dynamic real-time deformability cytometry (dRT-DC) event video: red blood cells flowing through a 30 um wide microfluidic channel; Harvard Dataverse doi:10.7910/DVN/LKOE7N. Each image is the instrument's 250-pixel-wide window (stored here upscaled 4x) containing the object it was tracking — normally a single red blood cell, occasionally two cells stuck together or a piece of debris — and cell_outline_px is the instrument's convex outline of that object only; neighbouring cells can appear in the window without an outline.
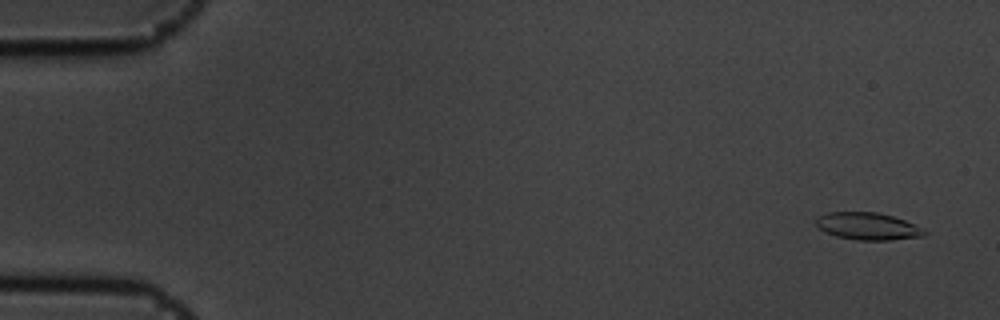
{"species": "common noctule bat (a hibernating species)", "species_latin": "Nyctalus noctula", "temperature_condition": "cold", "stored_images_in_passage": 11, "camera_frame_rate_fps": 3000, "um_per_image_px": 0.085, "animal": {"sex": "male", "body_mass_g": 19.5, "forearm_length_mm": 54.6}, "frame": {"image": 1, "passage_image": 1, "time_ms": 0.0, "image_size_px": [1000, 320], "cell_outline_px": [[928, 232], [924, 236], [888, 240], [860, 240], [836, 236], [824, 232], [816, 224], [816, 220], [820, 216], [828, 212], [876, 212], [892, 216], [904, 220], [924, 228]], "centroid_in_image_um": [73.79, 19.23], "position_along_channel_um": 11.2, "area_um2": 17.11}}
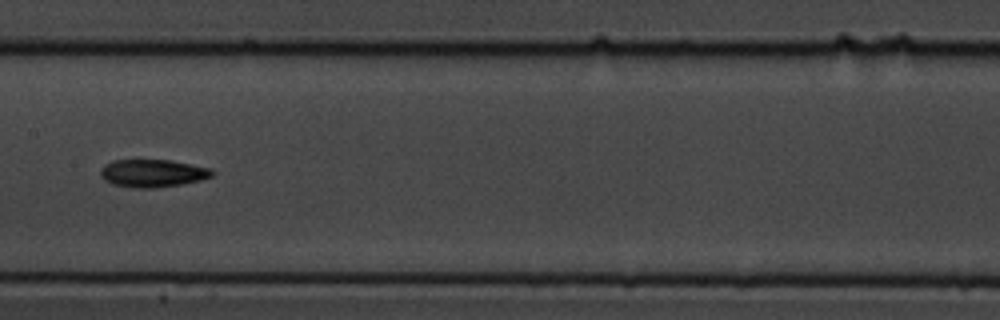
{"frame": {"image": 2, "passage_image": 8, "time_ms": 2.333, "image_size_px": [1000, 320], "cell_outline_px": [[216, 172], [212, 176], [200, 180], [180, 184], [156, 188], [132, 188], [112, 184], [104, 180], [100, 176], [100, 168], [104, 164], [112, 160], [172, 160], [212, 168]], "centroid_in_image_um": [12.96, 14.72], "position_along_channel_um": 194.4, "area_um2": 18.32}}
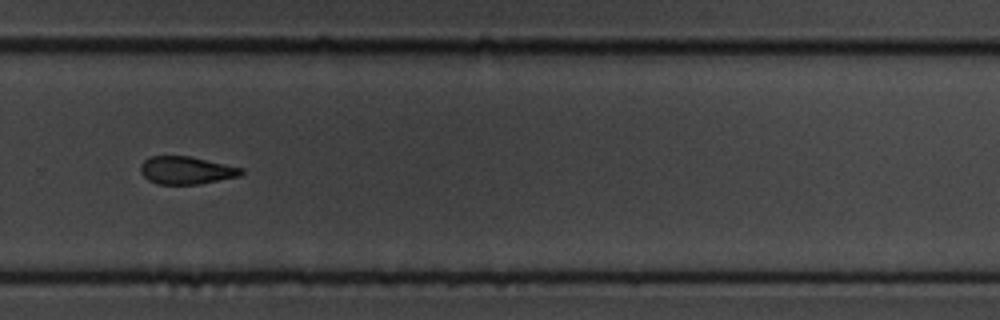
{"frame": {"image": 3, "passage_image": 11, "time_ms": 3.333, "image_size_px": [1000, 320], "cell_outline_px": [[244, 172], [240, 176], [200, 184], [156, 184], [148, 180], [140, 172], [140, 164], [148, 156], [188, 156], [244, 168]], "centroid_in_image_um": [15.82, 14.48], "position_along_channel_um": 314.0, "area_um2": 16.36}}